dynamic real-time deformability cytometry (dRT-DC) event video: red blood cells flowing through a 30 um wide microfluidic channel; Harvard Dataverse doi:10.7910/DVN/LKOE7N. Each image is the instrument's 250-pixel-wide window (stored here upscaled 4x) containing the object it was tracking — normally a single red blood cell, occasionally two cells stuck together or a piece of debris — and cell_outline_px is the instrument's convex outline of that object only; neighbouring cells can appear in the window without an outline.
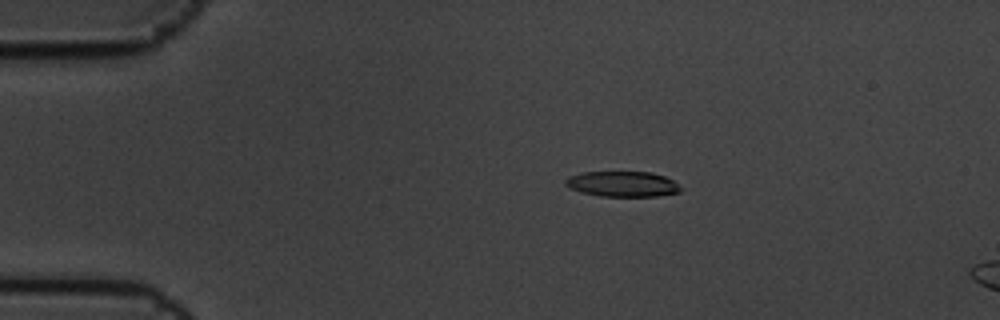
{"species": "common noctule bat (a hibernating species)", "species_latin": "Nyctalus noctula", "temperature_condition": "cold", "stored_images_in_passage": 6, "camera_frame_rate_fps": 3000, "um_per_image_px": 0.085, "animal": {"sex": "male", "body_mass_g": 19.5, "forearm_length_mm": 54.6}, "frame": {"image": 1, "passage_image": 3, "time_ms": 0.667, "image_size_px": [1000, 320], "cell_outline_px": [[680, 192], [656, 196], [600, 196], [580, 192], [568, 188], [564, 184], [564, 180], [568, 176], [580, 172], [652, 172], [664, 176], [672, 180], [680, 188]], "centroid_in_image_um": [52.83, 15.63], "position_along_channel_um": 32.2, "area_um2": 17.11}}
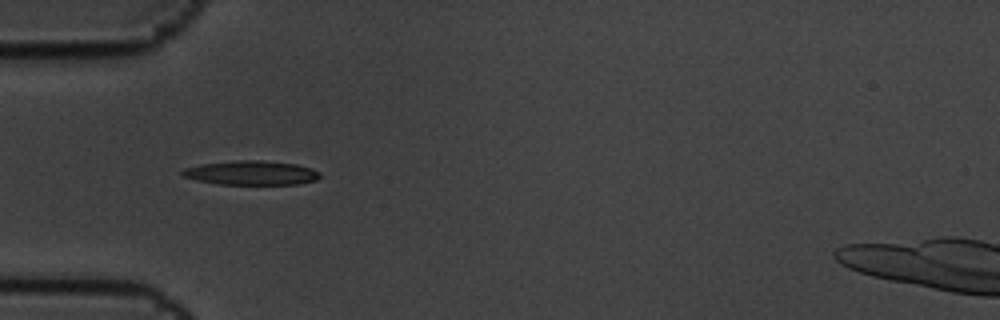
{"frame": {"image": 2, "passage_image": 5, "time_ms": 1.333, "image_size_px": [1000, 320], "cell_outline_px": [[320, 176], [316, 180], [296, 184], [220, 184], [196, 180], [184, 176], [180, 172], [184, 168], [200, 164], [236, 160], [260, 160], [296, 164], [312, 168], [320, 172]], "centroid_in_image_um": [21.36, 14.68], "position_along_channel_um": 63.6, "area_um2": 19.36}}
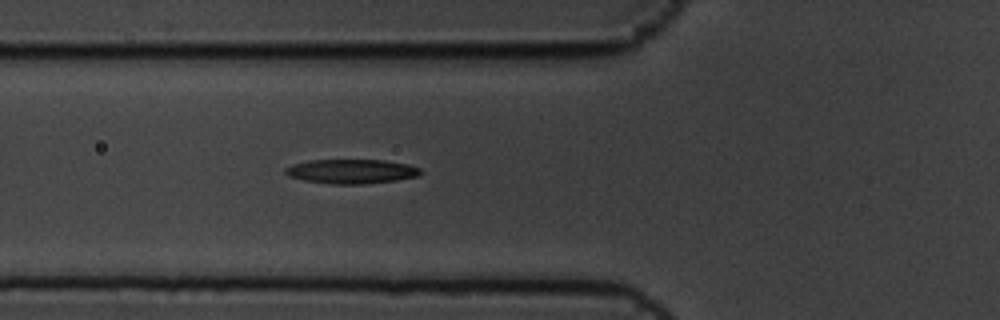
{"frame": {"image": 3, "passage_image": 6, "time_ms": 1.667, "image_size_px": [1000, 320], "cell_outline_px": [[424, 172], [416, 176], [396, 180], [364, 184], [332, 184], [304, 180], [288, 176], [284, 172], [284, 168], [292, 164], [308, 160], [384, 160], [408, 164], [420, 168]], "centroid_in_image_um": [29.86, 14.56], "position_along_channel_um": 95.9, "area_um2": 19.25}}